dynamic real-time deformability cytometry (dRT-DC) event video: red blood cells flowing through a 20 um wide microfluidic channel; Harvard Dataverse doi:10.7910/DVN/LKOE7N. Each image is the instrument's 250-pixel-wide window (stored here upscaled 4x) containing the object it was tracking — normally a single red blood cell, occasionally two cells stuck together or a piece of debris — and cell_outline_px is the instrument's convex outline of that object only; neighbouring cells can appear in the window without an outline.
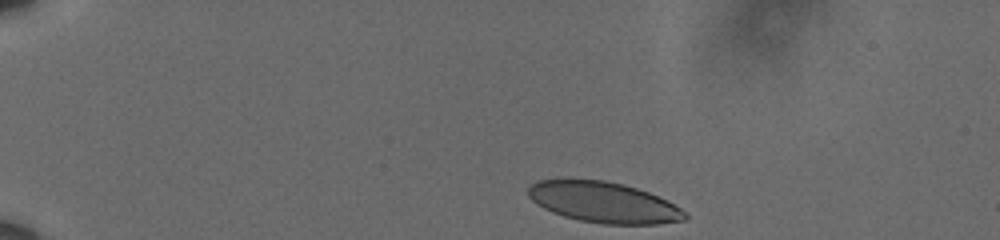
{"species": "human", "species_latin": "Homo sapiens", "temperature_condition": "cold", "stored_images_in_passage": 9, "camera_frame_rate_fps": 3000, "um_per_image_px": 0.085, "donor": {"sex": "male"}, "frame": {"image": 1, "passage_image": 1, "time_ms": 0.0, "image_size_px": [1000, 240], "cell_outline_px": [[688, 220], [656, 224], [604, 224], [580, 220], [564, 216], [552, 212], [536, 204], [528, 196], [528, 188], [536, 180], [564, 176], [604, 180], [624, 184], [648, 192], [680, 208], [688, 216]], "centroid_in_image_um": [51.22, 17.15], "position_along_channel_um": 33.8, "area_um2": 37.86}}
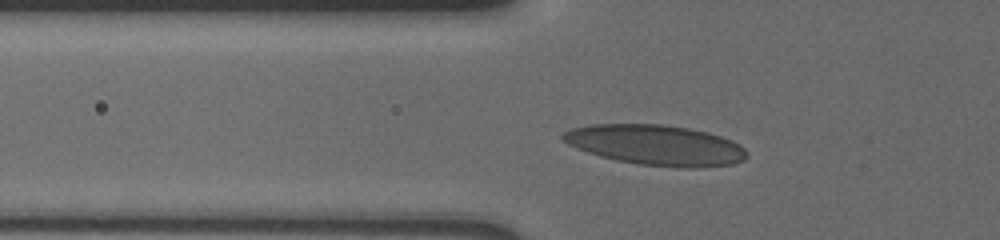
{"frame": {"image": 2, "passage_image": 6, "time_ms": 1.667, "image_size_px": [1000, 240], "cell_outline_px": [[748, 156], [744, 160], [732, 164], [696, 168], [680, 168], [640, 164], [616, 160], [600, 156], [576, 148], [560, 140], [560, 136], [564, 132], [572, 128], [592, 124], [660, 124], [688, 128], [708, 132], [732, 140], [740, 144], [748, 152]], "centroid_in_image_um": [55.75, 12.33], "position_along_channel_um": 70.0, "area_um2": 43.41}}
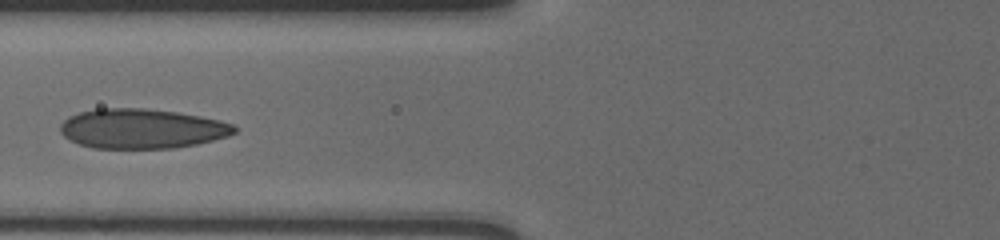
{"frame": {"image": 3, "passage_image": 8, "time_ms": 2.333, "image_size_px": [1000, 240], "cell_outline_px": [[236, 132], [228, 136], [196, 144], [172, 148], [92, 148], [80, 144], [64, 136], [60, 132], [60, 124], [68, 116], [80, 112], [96, 108], [144, 108], [176, 112], [200, 116], [220, 120], [232, 124], [236, 128]], "centroid_in_image_um": [12.04, 10.93], "position_along_channel_um": 113.8, "area_um2": 40.23}}